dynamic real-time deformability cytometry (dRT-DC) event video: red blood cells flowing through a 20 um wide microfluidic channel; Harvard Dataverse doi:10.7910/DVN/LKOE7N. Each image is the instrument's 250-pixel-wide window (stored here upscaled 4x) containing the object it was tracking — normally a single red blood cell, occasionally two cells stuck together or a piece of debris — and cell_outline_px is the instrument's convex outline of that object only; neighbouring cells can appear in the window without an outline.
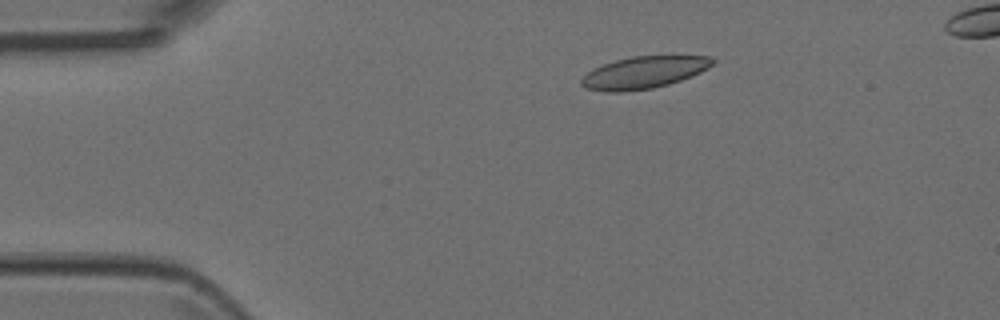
{"species": "Egyptian fruit bat (a non-hibernating species)", "species_latin": "Rousettus aegyptiacus", "temperature_condition": "room temperature", "stored_images_in_passage": 7, "camera_frame_rate_fps": 3000, "um_per_image_px": 0.085, "animal": {"sex": "female"}, "frame": {"image": 1, "passage_image": 3, "time_ms": 0.667, "image_size_px": [1000, 320], "cell_outline_px": [[716, 60], [708, 68], [692, 76], [668, 84], [652, 88], [624, 92], [608, 92], [584, 88], [580, 84], [580, 80], [592, 68], [616, 60], [632, 56], [708, 56]], "centroid_in_image_um": [54.7, 6.16], "position_along_channel_um": 30.3, "area_um2": 24.45}}
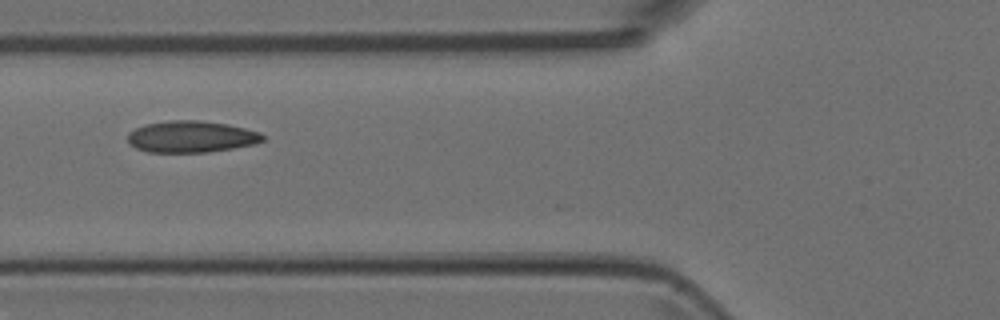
{"frame": {"image": 2, "passage_image": 5, "time_ms": 1.333, "image_size_px": [1000, 320], "cell_outline_px": [[264, 140], [252, 144], [232, 148], [208, 152], [148, 152], [136, 148], [128, 140], [128, 132], [144, 124], [168, 120], [200, 120], [228, 124], [260, 132], [264, 136]], "centroid_in_image_um": [16.24, 11.61], "position_along_channel_um": 109.6, "area_um2": 24.8}}
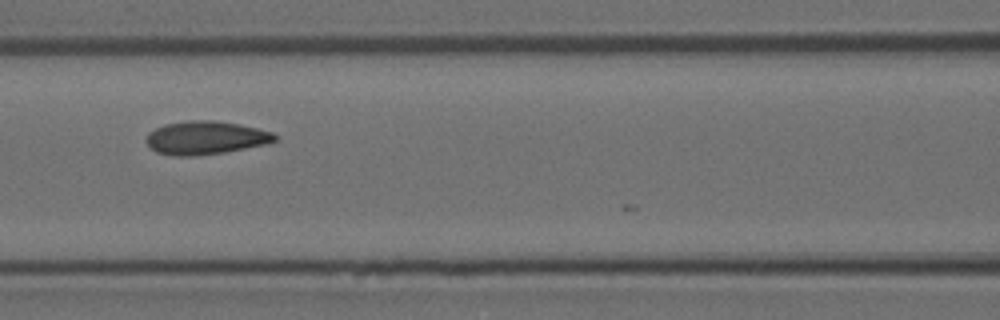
{"frame": {"image": 3, "passage_image": 6, "time_ms": 1.667, "image_size_px": [1000, 320], "cell_outline_px": [[276, 140], [264, 144], [224, 152], [192, 156], [176, 156], [156, 152], [144, 140], [148, 132], [164, 124], [188, 120], [212, 120], [240, 124], [272, 132], [276, 136]], "centroid_in_image_um": [17.42, 11.7], "position_along_channel_um": 149.2, "area_um2": 24.8}}